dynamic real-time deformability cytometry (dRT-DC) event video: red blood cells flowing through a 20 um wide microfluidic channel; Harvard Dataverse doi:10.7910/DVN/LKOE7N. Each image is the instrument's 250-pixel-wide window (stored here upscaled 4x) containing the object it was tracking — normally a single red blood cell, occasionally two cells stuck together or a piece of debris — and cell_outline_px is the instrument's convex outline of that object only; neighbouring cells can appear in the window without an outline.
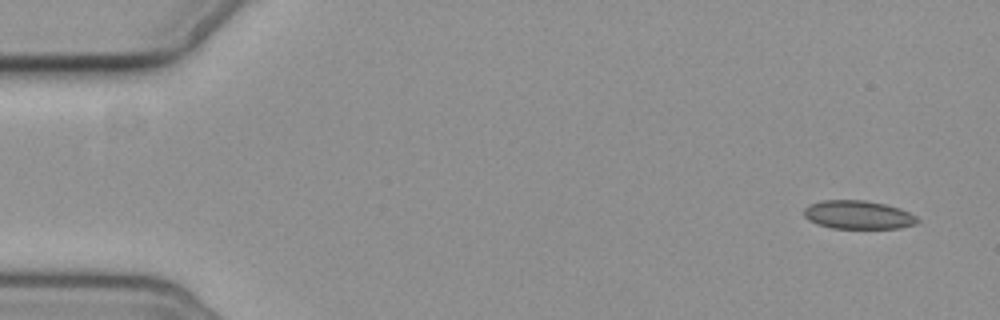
{"species": "common noctule bat (a hibernating species)", "species_latin": "Nyctalus noctula", "temperature_condition": "cold", "stored_images_in_passage": 6, "camera_frame_rate_fps": 3000, "um_per_image_px": 0.085, "animal": {"sex": "female", "body_mass_g": 19.3, "forearm_length_mm": 54.1}, "frame": {"image": 1, "passage_image": 1, "time_ms": 0.0, "image_size_px": [1000, 320], "cell_outline_px": [[920, 220], [916, 224], [900, 228], [832, 228], [816, 224], [808, 220], [804, 216], [804, 208], [808, 204], [824, 200], [864, 200], [884, 204], [900, 208], [916, 216]], "centroid_in_image_um": [72.92, 18.26], "position_along_channel_um": 12.1, "area_um2": 18.9}}
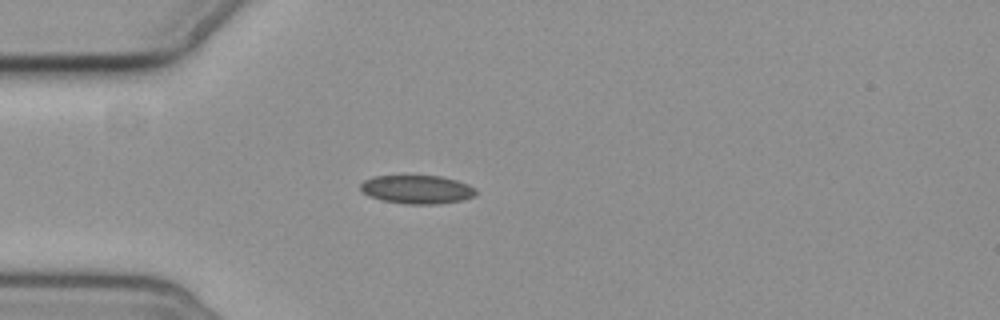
{"frame": {"image": 2, "passage_image": 4, "time_ms": 4.333, "image_size_px": [1000, 320], "cell_outline_px": [[476, 196], [464, 200], [436, 204], [408, 204], [380, 200], [368, 196], [360, 188], [360, 184], [364, 180], [372, 176], [440, 176], [456, 180], [468, 184], [476, 188]], "centroid_in_image_um": [35.46, 16.11], "position_along_channel_um": 49.5, "area_um2": 19.31}}